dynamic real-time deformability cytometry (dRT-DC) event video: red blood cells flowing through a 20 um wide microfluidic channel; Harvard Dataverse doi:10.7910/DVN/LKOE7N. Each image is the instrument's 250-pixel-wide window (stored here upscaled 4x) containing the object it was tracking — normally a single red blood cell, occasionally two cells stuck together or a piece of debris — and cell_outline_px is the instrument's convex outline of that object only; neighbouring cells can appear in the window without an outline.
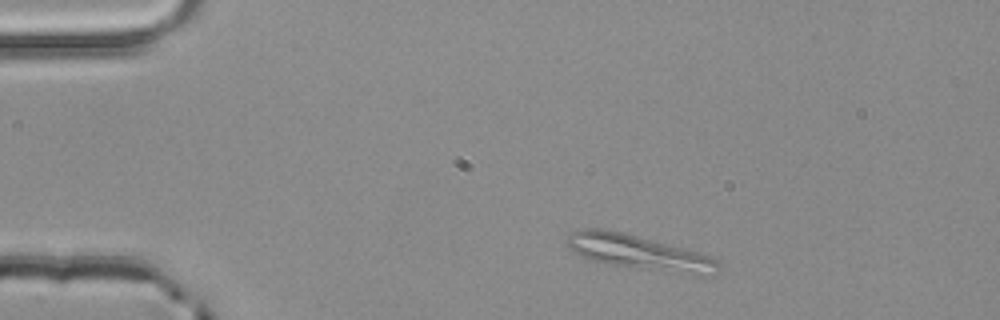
{"species": "common noctule bat (a hibernating species)", "species_latin": "Nyctalus noctula", "temperature_condition": "room temperature", "stored_images_in_passage": 2, "camera_frame_rate_fps": 3000, "um_per_image_px": 0.085, "animal": {"sex": "male", "body_mass_g": 20.4}, "frame": {"image": 1, "passage_image": 2, "time_ms": 0.333, "image_size_px": [1000, 320], "cell_outline_px": [[720, 268], [716, 276], [688, 276], [608, 264], [592, 260], [580, 256], [568, 248], [564, 240], [572, 232], [580, 228], [600, 228], [620, 232], [716, 256], [720, 260]], "centroid_in_image_um": [54.43, 21.51], "position_along_channel_um": 30.6, "area_um2": 31.5}}